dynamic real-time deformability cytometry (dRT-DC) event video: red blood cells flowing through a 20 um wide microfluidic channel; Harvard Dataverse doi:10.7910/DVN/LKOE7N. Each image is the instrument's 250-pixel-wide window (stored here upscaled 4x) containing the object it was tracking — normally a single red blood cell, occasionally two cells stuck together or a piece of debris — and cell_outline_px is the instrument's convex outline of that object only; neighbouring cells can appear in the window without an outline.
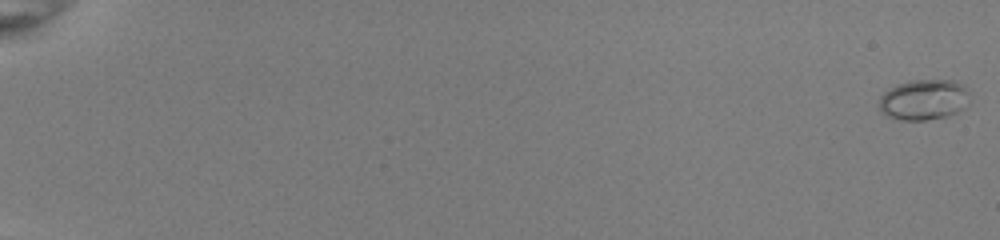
{"species": "common noctule bat (a hibernating species)", "species_latin": "Nyctalus noctula", "temperature_condition": "room temperature", "stored_images_in_passage": 53, "camera_frame_rate_fps": 3000, "um_per_image_px": 0.085, "animal": {"sex": "female", "body_mass_g": 22.0, "forearm_length_mm": 56.7}, "frame": {"image": 1, "passage_image": 1, "time_ms": 0.0, "image_size_px": [1000, 240], "cell_outline_px": [[968, 104], [964, 108], [948, 116], [924, 120], [900, 120], [888, 116], [880, 112], [880, 96], [888, 88], [912, 80], [956, 80], [964, 84], [968, 92]], "centroid_in_image_um": [78.54, 8.47], "position_along_channel_um": 6.5, "area_um2": 21.5}}
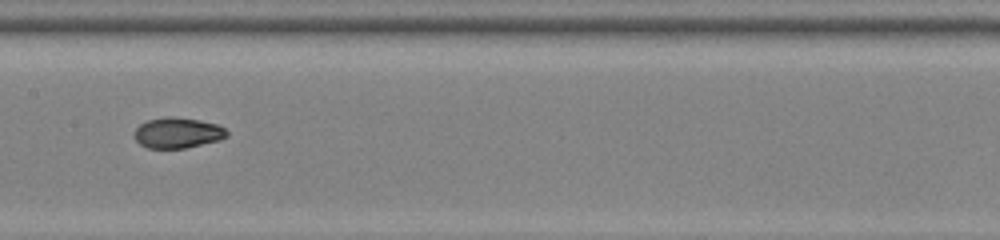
{"frame": {"image": 2, "passage_image": 31, "time_ms": 10.0, "image_size_px": [1000, 240], "cell_outline_px": [[228, 136], [220, 140], [184, 148], [148, 148], [140, 144], [136, 140], [136, 128], [140, 124], [148, 120], [164, 116], [172, 116], [200, 120], [220, 124], [228, 132]], "centroid_in_image_um": [15.14, 11.28], "position_along_channel_um": 192.3, "area_um2": 16.53}}
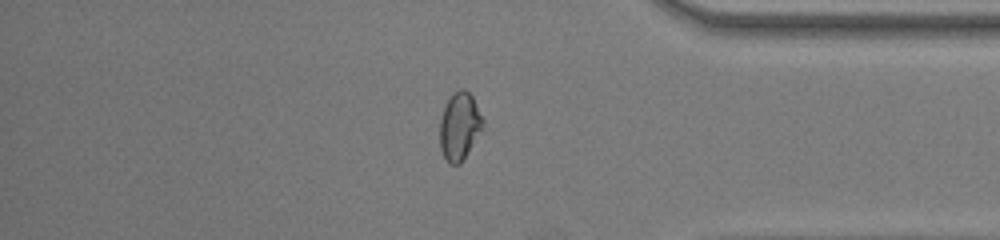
{"frame": {"image": 3, "passage_image": 47, "time_ms": 15.333, "image_size_px": [1000, 240], "cell_outline_px": [[484, 128], [460, 164], [448, 164], [440, 148], [440, 120], [444, 108], [452, 92], [460, 88], [464, 88], [472, 96], [484, 120]], "centroid_in_image_um": [39.07, 10.72], "position_along_channel_um": 396.1, "area_um2": 17.05}}